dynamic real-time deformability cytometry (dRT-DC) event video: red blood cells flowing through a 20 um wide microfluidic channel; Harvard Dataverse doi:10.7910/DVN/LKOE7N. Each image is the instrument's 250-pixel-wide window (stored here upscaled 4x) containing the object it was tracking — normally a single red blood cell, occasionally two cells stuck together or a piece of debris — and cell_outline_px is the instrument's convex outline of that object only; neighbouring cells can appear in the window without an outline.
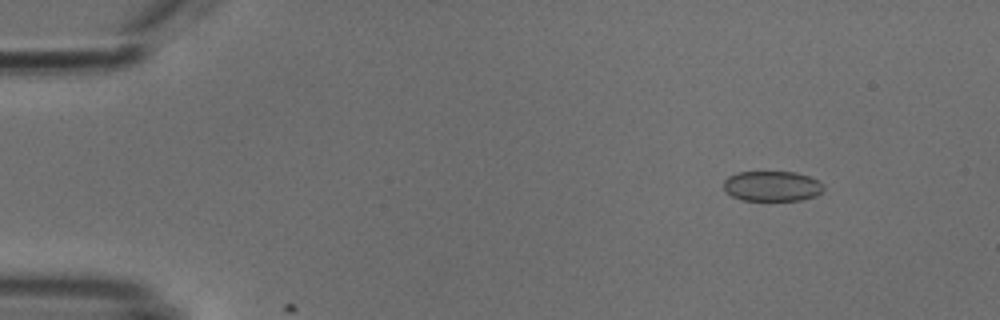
{"species": "common noctule bat (a hibernating species)", "species_latin": "Nyctalus noctula", "temperature_condition": "cold", "stored_images_in_passage": 8, "camera_frame_rate_fps": 3000, "um_per_image_px": 0.085, "animal": {"sex": "male", "body_mass_g": 18.8}, "frame": {"image": 1, "passage_image": 7, "time_ms": 2.0, "image_size_px": [1000, 320], "cell_outline_px": [[824, 188], [816, 196], [800, 200], [744, 200], [732, 196], [724, 188], [724, 180], [728, 176], [740, 172], [796, 172], [820, 180], [824, 184]], "centroid_in_image_um": [65.66, 15.81], "position_along_channel_um": 19.3, "area_um2": 17.57}}